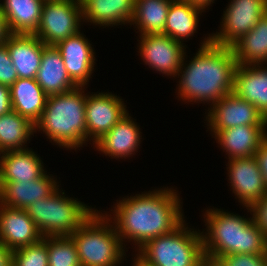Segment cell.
Listing matches in <instances>:
<instances>
[{
    "mask_svg": "<svg viewBox=\"0 0 267 266\" xmlns=\"http://www.w3.org/2000/svg\"><path fill=\"white\" fill-rule=\"evenodd\" d=\"M179 195L172 187H160L116 200L114 209H110L113 217L105 214L112 219L123 246L132 242L137 245L136 252L147 241L172 232L184 221Z\"/></svg>",
    "mask_w": 267,
    "mask_h": 266,
    "instance_id": "6da1fadb",
    "label": "cell"
},
{
    "mask_svg": "<svg viewBox=\"0 0 267 266\" xmlns=\"http://www.w3.org/2000/svg\"><path fill=\"white\" fill-rule=\"evenodd\" d=\"M208 36L203 37L200 48L190 61L185 60V53L177 75V78L180 77L177 84L180 101L212 105L233 93L238 65L233 49L212 43L211 34Z\"/></svg>",
    "mask_w": 267,
    "mask_h": 266,
    "instance_id": "7a4b0ae2",
    "label": "cell"
},
{
    "mask_svg": "<svg viewBox=\"0 0 267 266\" xmlns=\"http://www.w3.org/2000/svg\"><path fill=\"white\" fill-rule=\"evenodd\" d=\"M203 216L207 226L206 231H201L204 254L215 258L228 254H267V236L251 216L244 218L214 207Z\"/></svg>",
    "mask_w": 267,
    "mask_h": 266,
    "instance_id": "3957f363",
    "label": "cell"
},
{
    "mask_svg": "<svg viewBox=\"0 0 267 266\" xmlns=\"http://www.w3.org/2000/svg\"><path fill=\"white\" fill-rule=\"evenodd\" d=\"M85 86L47 97L40 119L34 124L35 133L42 131L49 141L60 148L75 150L87 143Z\"/></svg>",
    "mask_w": 267,
    "mask_h": 266,
    "instance_id": "277c9868",
    "label": "cell"
},
{
    "mask_svg": "<svg viewBox=\"0 0 267 266\" xmlns=\"http://www.w3.org/2000/svg\"><path fill=\"white\" fill-rule=\"evenodd\" d=\"M70 237L81 266H120L126 256L111 219L98 210Z\"/></svg>",
    "mask_w": 267,
    "mask_h": 266,
    "instance_id": "5b68a950",
    "label": "cell"
},
{
    "mask_svg": "<svg viewBox=\"0 0 267 266\" xmlns=\"http://www.w3.org/2000/svg\"><path fill=\"white\" fill-rule=\"evenodd\" d=\"M61 190L58 188L25 209L42 237L70 236L97 210L77 198H69Z\"/></svg>",
    "mask_w": 267,
    "mask_h": 266,
    "instance_id": "8992f818",
    "label": "cell"
},
{
    "mask_svg": "<svg viewBox=\"0 0 267 266\" xmlns=\"http://www.w3.org/2000/svg\"><path fill=\"white\" fill-rule=\"evenodd\" d=\"M185 222L172 232L147 241L136 255L150 266H198L204 255L202 234Z\"/></svg>",
    "mask_w": 267,
    "mask_h": 266,
    "instance_id": "52a82bcc",
    "label": "cell"
},
{
    "mask_svg": "<svg viewBox=\"0 0 267 266\" xmlns=\"http://www.w3.org/2000/svg\"><path fill=\"white\" fill-rule=\"evenodd\" d=\"M82 20V21H81ZM82 5L75 0L44 1L38 29L34 34L46 46H55L81 31Z\"/></svg>",
    "mask_w": 267,
    "mask_h": 266,
    "instance_id": "ba28073f",
    "label": "cell"
},
{
    "mask_svg": "<svg viewBox=\"0 0 267 266\" xmlns=\"http://www.w3.org/2000/svg\"><path fill=\"white\" fill-rule=\"evenodd\" d=\"M223 11L219 32L211 34L212 43L232 47L267 13V0H230Z\"/></svg>",
    "mask_w": 267,
    "mask_h": 266,
    "instance_id": "9c48e42d",
    "label": "cell"
},
{
    "mask_svg": "<svg viewBox=\"0 0 267 266\" xmlns=\"http://www.w3.org/2000/svg\"><path fill=\"white\" fill-rule=\"evenodd\" d=\"M138 50L145 65L159 74L177 77L186 53V45L162 34L139 35Z\"/></svg>",
    "mask_w": 267,
    "mask_h": 266,
    "instance_id": "30bf717a",
    "label": "cell"
},
{
    "mask_svg": "<svg viewBox=\"0 0 267 266\" xmlns=\"http://www.w3.org/2000/svg\"><path fill=\"white\" fill-rule=\"evenodd\" d=\"M206 125L212 136L219 130L240 125L267 126V120L253 105L234 93L223 96L208 108Z\"/></svg>",
    "mask_w": 267,
    "mask_h": 266,
    "instance_id": "8fae6325",
    "label": "cell"
},
{
    "mask_svg": "<svg viewBox=\"0 0 267 266\" xmlns=\"http://www.w3.org/2000/svg\"><path fill=\"white\" fill-rule=\"evenodd\" d=\"M122 98L112 92H96L86 98L87 142L94 144L112 127L115 126L129 111Z\"/></svg>",
    "mask_w": 267,
    "mask_h": 266,
    "instance_id": "7c38bea8",
    "label": "cell"
},
{
    "mask_svg": "<svg viewBox=\"0 0 267 266\" xmlns=\"http://www.w3.org/2000/svg\"><path fill=\"white\" fill-rule=\"evenodd\" d=\"M228 183L241 206L249 207L266 193L264 178L255 157L229 159Z\"/></svg>",
    "mask_w": 267,
    "mask_h": 266,
    "instance_id": "4fadbf2b",
    "label": "cell"
},
{
    "mask_svg": "<svg viewBox=\"0 0 267 266\" xmlns=\"http://www.w3.org/2000/svg\"><path fill=\"white\" fill-rule=\"evenodd\" d=\"M88 38L81 31L55 47L60 51L65 68L77 86H87L95 69V52Z\"/></svg>",
    "mask_w": 267,
    "mask_h": 266,
    "instance_id": "5bb4252c",
    "label": "cell"
},
{
    "mask_svg": "<svg viewBox=\"0 0 267 266\" xmlns=\"http://www.w3.org/2000/svg\"><path fill=\"white\" fill-rule=\"evenodd\" d=\"M26 210L0 204V242L11 251L42 239Z\"/></svg>",
    "mask_w": 267,
    "mask_h": 266,
    "instance_id": "9a60e30c",
    "label": "cell"
},
{
    "mask_svg": "<svg viewBox=\"0 0 267 266\" xmlns=\"http://www.w3.org/2000/svg\"><path fill=\"white\" fill-rule=\"evenodd\" d=\"M129 112L112 127L105 135L97 140L93 147L114 159H128L138 152L141 144V131L136 120Z\"/></svg>",
    "mask_w": 267,
    "mask_h": 266,
    "instance_id": "2e32d148",
    "label": "cell"
},
{
    "mask_svg": "<svg viewBox=\"0 0 267 266\" xmlns=\"http://www.w3.org/2000/svg\"><path fill=\"white\" fill-rule=\"evenodd\" d=\"M49 175L46 172L31 182H0V204L25 210L34 201L50 196L59 185L54 176Z\"/></svg>",
    "mask_w": 267,
    "mask_h": 266,
    "instance_id": "e0dca14e",
    "label": "cell"
},
{
    "mask_svg": "<svg viewBox=\"0 0 267 266\" xmlns=\"http://www.w3.org/2000/svg\"><path fill=\"white\" fill-rule=\"evenodd\" d=\"M233 93L253 104L267 120V66L237 65Z\"/></svg>",
    "mask_w": 267,
    "mask_h": 266,
    "instance_id": "ac0fdd59",
    "label": "cell"
},
{
    "mask_svg": "<svg viewBox=\"0 0 267 266\" xmlns=\"http://www.w3.org/2000/svg\"><path fill=\"white\" fill-rule=\"evenodd\" d=\"M213 137L226 152L228 159L253 157L267 138V126L240 125L219 130Z\"/></svg>",
    "mask_w": 267,
    "mask_h": 266,
    "instance_id": "d6986e66",
    "label": "cell"
},
{
    "mask_svg": "<svg viewBox=\"0 0 267 266\" xmlns=\"http://www.w3.org/2000/svg\"><path fill=\"white\" fill-rule=\"evenodd\" d=\"M4 43L18 78L35 79L46 45L37 36L29 34H10Z\"/></svg>",
    "mask_w": 267,
    "mask_h": 266,
    "instance_id": "ffe728a7",
    "label": "cell"
},
{
    "mask_svg": "<svg viewBox=\"0 0 267 266\" xmlns=\"http://www.w3.org/2000/svg\"><path fill=\"white\" fill-rule=\"evenodd\" d=\"M41 157L25 148L0 153V182L34 181L45 174Z\"/></svg>",
    "mask_w": 267,
    "mask_h": 266,
    "instance_id": "44dd1931",
    "label": "cell"
},
{
    "mask_svg": "<svg viewBox=\"0 0 267 266\" xmlns=\"http://www.w3.org/2000/svg\"><path fill=\"white\" fill-rule=\"evenodd\" d=\"M81 5L84 22L106 28L130 25L135 0H85Z\"/></svg>",
    "mask_w": 267,
    "mask_h": 266,
    "instance_id": "7402d4cb",
    "label": "cell"
},
{
    "mask_svg": "<svg viewBox=\"0 0 267 266\" xmlns=\"http://www.w3.org/2000/svg\"><path fill=\"white\" fill-rule=\"evenodd\" d=\"M35 79L48 96L61 94L77 87L68 75L62 55L55 46H46L43 49L41 64Z\"/></svg>",
    "mask_w": 267,
    "mask_h": 266,
    "instance_id": "603a6c76",
    "label": "cell"
},
{
    "mask_svg": "<svg viewBox=\"0 0 267 266\" xmlns=\"http://www.w3.org/2000/svg\"><path fill=\"white\" fill-rule=\"evenodd\" d=\"M44 0H3L0 10L10 34L34 35L38 29Z\"/></svg>",
    "mask_w": 267,
    "mask_h": 266,
    "instance_id": "cb8c5ba5",
    "label": "cell"
},
{
    "mask_svg": "<svg viewBox=\"0 0 267 266\" xmlns=\"http://www.w3.org/2000/svg\"><path fill=\"white\" fill-rule=\"evenodd\" d=\"M12 109L35 124L41 117L48 95L32 78H18L11 86Z\"/></svg>",
    "mask_w": 267,
    "mask_h": 266,
    "instance_id": "d4e9b609",
    "label": "cell"
},
{
    "mask_svg": "<svg viewBox=\"0 0 267 266\" xmlns=\"http://www.w3.org/2000/svg\"><path fill=\"white\" fill-rule=\"evenodd\" d=\"M206 12L202 7L191 4L185 0H172L167 13L164 32L172 39L185 44L184 40L197 33L199 16Z\"/></svg>",
    "mask_w": 267,
    "mask_h": 266,
    "instance_id": "484cf974",
    "label": "cell"
},
{
    "mask_svg": "<svg viewBox=\"0 0 267 266\" xmlns=\"http://www.w3.org/2000/svg\"><path fill=\"white\" fill-rule=\"evenodd\" d=\"M232 49L238 65H267V13Z\"/></svg>",
    "mask_w": 267,
    "mask_h": 266,
    "instance_id": "4316f807",
    "label": "cell"
},
{
    "mask_svg": "<svg viewBox=\"0 0 267 266\" xmlns=\"http://www.w3.org/2000/svg\"><path fill=\"white\" fill-rule=\"evenodd\" d=\"M35 133L34 124L12 110L0 116V153L21 150L26 147Z\"/></svg>",
    "mask_w": 267,
    "mask_h": 266,
    "instance_id": "83f0119b",
    "label": "cell"
},
{
    "mask_svg": "<svg viewBox=\"0 0 267 266\" xmlns=\"http://www.w3.org/2000/svg\"><path fill=\"white\" fill-rule=\"evenodd\" d=\"M171 1L135 0L130 26H135L140 35L163 33Z\"/></svg>",
    "mask_w": 267,
    "mask_h": 266,
    "instance_id": "f1b7e54d",
    "label": "cell"
},
{
    "mask_svg": "<svg viewBox=\"0 0 267 266\" xmlns=\"http://www.w3.org/2000/svg\"><path fill=\"white\" fill-rule=\"evenodd\" d=\"M48 266H81L70 236L47 237Z\"/></svg>",
    "mask_w": 267,
    "mask_h": 266,
    "instance_id": "f546056e",
    "label": "cell"
},
{
    "mask_svg": "<svg viewBox=\"0 0 267 266\" xmlns=\"http://www.w3.org/2000/svg\"><path fill=\"white\" fill-rule=\"evenodd\" d=\"M47 237L12 251L11 266H48Z\"/></svg>",
    "mask_w": 267,
    "mask_h": 266,
    "instance_id": "4dcf8cb0",
    "label": "cell"
},
{
    "mask_svg": "<svg viewBox=\"0 0 267 266\" xmlns=\"http://www.w3.org/2000/svg\"><path fill=\"white\" fill-rule=\"evenodd\" d=\"M220 259L225 266H267V254H228Z\"/></svg>",
    "mask_w": 267,
    "mask_h": 266,
    "instance_id": "1f68e13d",
    "label": "cell"
},
{
    "mask_svg": "<svg viewBox=\"0 0 267 266\" xmlns=\"http://www.w3.org/2000/svg\"><path fill=\"white\" fill-rule=\"evenodd\" d=\"M18 79V75L10 58L7 45L0 44V84L11 86Z\"/></svg>",
    "mask_w": 267,
    "mask_h": 266,
    "instance_id": "d6a6232c",
    "label": "cell"
},
{
    "mask_svg": "<svg viewBox=\"0 0 267 266\" xmlns=\"http://www.w3.org/2000/svg\"><path fill=\"white\" fill-rule=\"evenodd\" d=\"M245 208L250 212L255 225L267 236V193Z\"/></svg>",
    "mask_w": 267,
    "mask_h": 266,
    "instance_id": "836d02e7",
    "label": "cell"
},
{
    "mask_svg": "<svg viewBox=\"0 0 267 266\" xmlns=\"http://www.w3.org/2000/svg\"><path fill=\"white\" fill-rule=\"evenodd\" d=\"M254 157L264 178V183L267 190V138L257 148Z\"/></svg>",
    "mask_w": 267,
    "mask_h": 266,
    "instance_id": "e575fe53",
    "label": "cell"
},
{
    "mask_svg": "<svg viewBox=\"0 0 267 266\" xmlns=\"http://www.w3.org/2000/svg\"><path fill=\"white\" fill-rule=\"evenodd\" d=\"M12 110L10 87L0 84V116Z\"/></svg>",
    "mask_w": 267,
    "mask_h": 266,
    "instance_id": "d590c367",
    "label": "cell"
},
{
    "mask_svg": "<svg viewBox=\"0 0 267 266\" xmlns=\"http://www.w3.org/2000/svg\"><path fill=\"white\" fill-rule=\"evenodd\" d=\"M12 265V251L0 242V266Z\"/></svg>",
    "mask_w": 267,
    "mask_h": 266,
    "instance_id": "8d00e7d4",
    "label": "cell"
},
{
    "mask_svg": "<svg viewBox=\"0 0 267 266\" xmlns=\"http://www.w3.org/2000/svg\"><path fill=\"white\" fill-rule=\"evenodd\" d=\"M198 266H225L220 258H215L204 254Z\"/></svg>",
    "mask_w": 267,
    "mask_h": 266,
    "instance_id": "74e56055",
    "label": "cell"
},
{
    "mask_svg": "<svg viewBox=\"0 0 267 266\" xmlns=\"http://www.w3.org/2000/svg\"><path fill=\"white\" fill-rule=\"evenodd\" d=\"M9 35L10 32L7 28L5 17L0 10V44L4 43Z\"/></svg>",
    "mask_w": 267,
    "mask_h": 266,
    "instance_id": "f35d334b",
    "label": "cell"
},
{
    "mask_svg": "<svg viewBox=\"0 0 267 266\" xmlns=\"http://www.w3.org/2000/svg\"><path fill=\"white\" fill-rule=\"evenodd\" d=\"M132 262H134L132 263V266H150L146 264L142 259H140L137 255L135 256Z\"/></svg>",
    "mask_w": 267,
    "mask_h": 266,
    "instance_id": "ab89813d",
    "label": "cell"
},
{
    "mask_svg": "<svg viewBox=\"0 0 267 266\" xmlns=\"http://www.w3.org/2000/svg\"><path fill=\"white\" fill-rule=\"evenodd\" d=\"M76 2H78L79 4H82L85 0H75Z\"/></svg>",
    "mask_w": 267,
    "mask_h": 266,
    "instance_id": "60d3db41",
    "label": "cell"
}]
</instances>
